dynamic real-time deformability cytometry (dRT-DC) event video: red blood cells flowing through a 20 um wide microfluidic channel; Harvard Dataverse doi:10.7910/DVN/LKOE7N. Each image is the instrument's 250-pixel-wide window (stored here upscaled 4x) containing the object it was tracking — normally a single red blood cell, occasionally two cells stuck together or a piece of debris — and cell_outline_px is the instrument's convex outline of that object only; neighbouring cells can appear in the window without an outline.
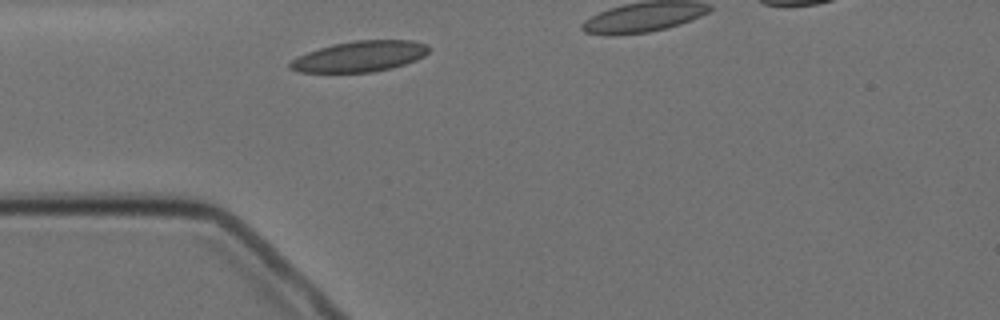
{"species": "Egyptian fruit bat (a non-hibernating species)", "species_latin": "Rousettus aegyptiacus", "temperature_condition": "cold", "stored_images_in_passage": 2, "segment_of_instrument_passage": [1, 2], "camera_frame_rate_fps": 3000, "um_per_image_px": 0.085, "animal": {"sex": "female"}, "frame": {"image": 1, "passage_image": 1, "time_ms": 0.0, "image_size_px": [1000, 320], "cell_outline_px": [[432, 48], [424, 56], [416, 60], [392, 68], [372, 72], [300, 72], [288, 68], [288, 64], [292, 60], [308, 52], [332, 44], [356, 40], [412, 40], [428, 44]], "centroid_in_image_um": [30.63, 4.79], "position_along_channel_um": 54.4, "area_um2": 24.85}}